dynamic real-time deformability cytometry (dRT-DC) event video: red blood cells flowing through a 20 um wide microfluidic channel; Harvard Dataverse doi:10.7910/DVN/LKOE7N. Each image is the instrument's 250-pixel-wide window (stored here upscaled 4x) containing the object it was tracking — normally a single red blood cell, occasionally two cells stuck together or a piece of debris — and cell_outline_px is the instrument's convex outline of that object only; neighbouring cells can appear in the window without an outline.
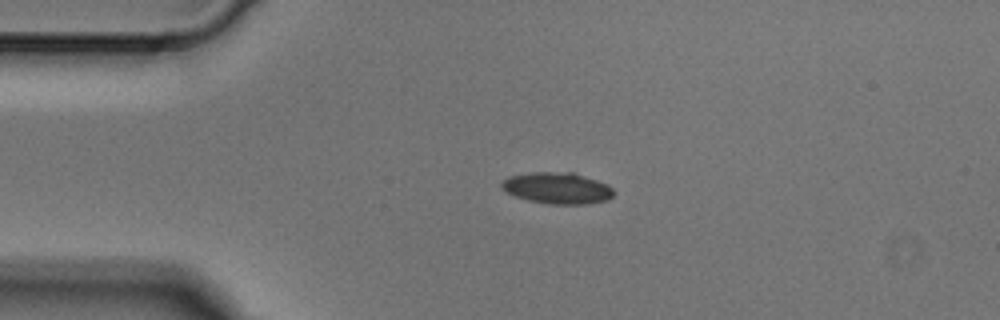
{"species": "Egyptian fruit bat (a non-hibernating species)", "species_latin": "Rousettus aegyptiacus", "temperature_condition": "cold", "stored_images_in_passage": 4, "camera_frame_rate_fps": 3000, "um_per_image_px": 0.085, "animal": {"sex": "male"}, "frame": {"image": 1, "passage_image": 1, "time_ms": 0.0, "image_size_px": [1000, 320], "cell_outline_px": [[612, 196], [608, 200], [588, 204], [548, 204], [528, 200], [504, 192], [500, 188], [500, 184], [508, 176], [532, 172], [572, 172], [608, 184], [612, 188]], "centroid_in_image_um": [47.33, 15.99], "position_along_channel_um": 37.7, "area_um2": 20.58}}
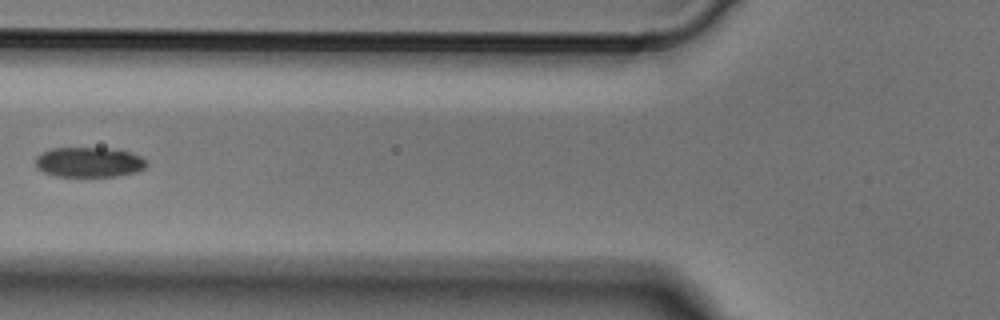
{"frame": {"image": 2, "passage_image": 3, "time_ms": 0.667, "image_size_px": [1000, 320], "cell_outline_px": [[148, 164], [144, 168], [136, 172], [116, 176], [56, 176], [44, 172], [36, 168], [36, 156], [52, 148], [104, 148], [128, 152], [140, 156], [148, 160]], "centroid_in_image_um": [7.57, 13.79], "position_along_channel_um": 118.2, "area_um2": 19.31}}
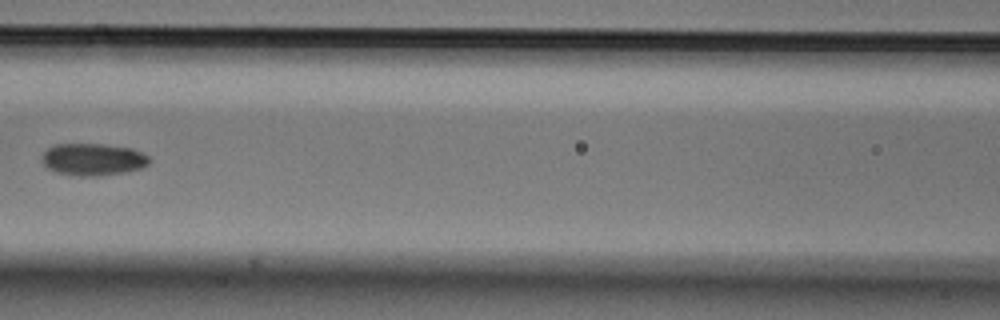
{"frame": {"image": 3, "passage_image": 4, "time_ms": 1.0, "image_size_px": [1000, 320], "cell_outline_px": [[148, 164], [140, 168], [124, 172], [92, 176], [80, 176], [56, 172], [48, 168], [40, 160], [40, 156], [48, 148], [56, 144], [104, 144], [132, 148], [148, 156]], "centroid_in_image_um": [7.85, 13.54], "position_along_channel_um": 158.7, "area_um2": 19.94}}